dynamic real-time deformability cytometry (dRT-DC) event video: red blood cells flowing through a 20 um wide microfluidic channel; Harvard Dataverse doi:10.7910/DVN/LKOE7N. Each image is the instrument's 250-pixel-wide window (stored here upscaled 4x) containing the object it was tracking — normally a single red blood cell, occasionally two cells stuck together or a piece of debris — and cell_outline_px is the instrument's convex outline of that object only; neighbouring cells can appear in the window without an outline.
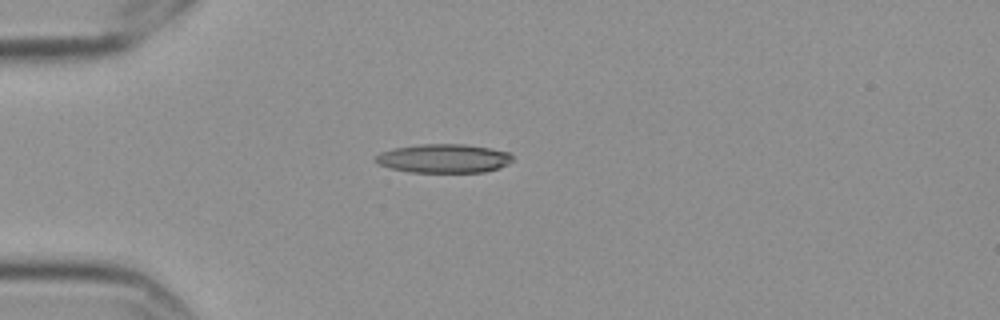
{"species": "Egyptian fruit bat (a non-hibernating species)", "species_latin": "Rousettus aegyptiacus", "temperature_condition": "cold", "stored_images_in_passage": 7, "camera_frame_rate_fps": 3000, "um_per_image_px": 0.085, "frame": {"image": 1, "passage_image": 1, "time_ms": 0.0, "image_size_px": [1000, 320], "cell_outline_px": [[512, 160], [508, 164], [500, 168], [484, 172], [408, 172], [392, 168], [380, 164], [372, 160], [380, 152], [396, 148], [420, 144], [464, 144], [492, 148], [512, 152]], "centroid_in_image_um": [37.76, 13.46], "position_along_channel_um": 47.2, "area_um2": 23.12}}
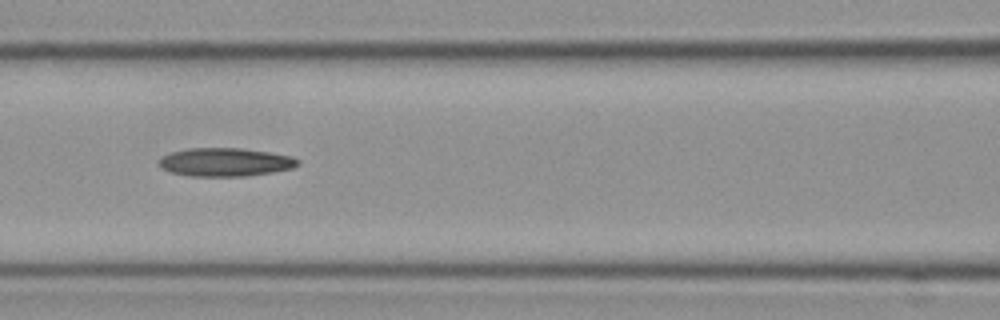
{"frame": {"image": 2, "passage_image": 4, "time_ms": 1.0, "image_size_px": [1000, 320], "cell_outline_px": [[300, 164], [292, 168], [272, 172], [244, 176], [192, 176], [172, 172], [164, 168], [160, 164], [160, 160], [164, 156], [172, 152], [188, 148], [240, 148], [268, 152], [292, 156], [300, 160]], "centroid_in_image_um": [19.21, 13.77], "position_along_channel_um": 147.4, "area_um2": 22.66}}
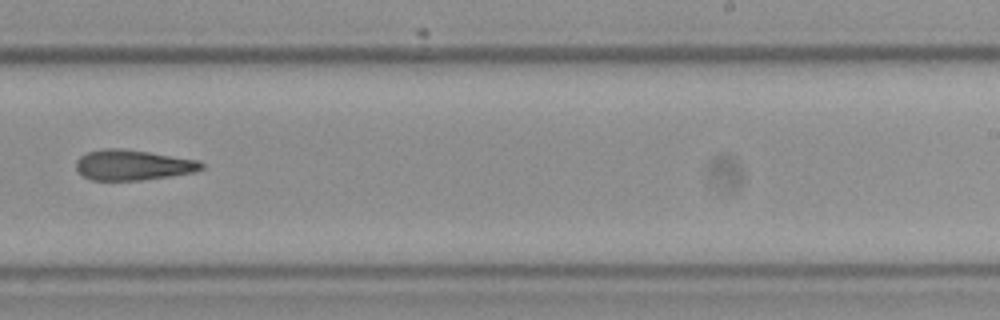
{"frame": {"image": 3, "passage_image": 7, "time_ms": 2.0, "image_size_px": [1000, 320], "cell_outline_px": [[204, 168], [196, 172], [140, 180], [92, 180], [84, 176], [76, 168], [76, 160], [80, 156], [88, 152], [100, 148], [124, 148], [200, 160], [204, 164]], "centroid_in_image_um": [11.31, 14.01], "position_along_channel_um": 277.7, "area_um2": 22.31}}